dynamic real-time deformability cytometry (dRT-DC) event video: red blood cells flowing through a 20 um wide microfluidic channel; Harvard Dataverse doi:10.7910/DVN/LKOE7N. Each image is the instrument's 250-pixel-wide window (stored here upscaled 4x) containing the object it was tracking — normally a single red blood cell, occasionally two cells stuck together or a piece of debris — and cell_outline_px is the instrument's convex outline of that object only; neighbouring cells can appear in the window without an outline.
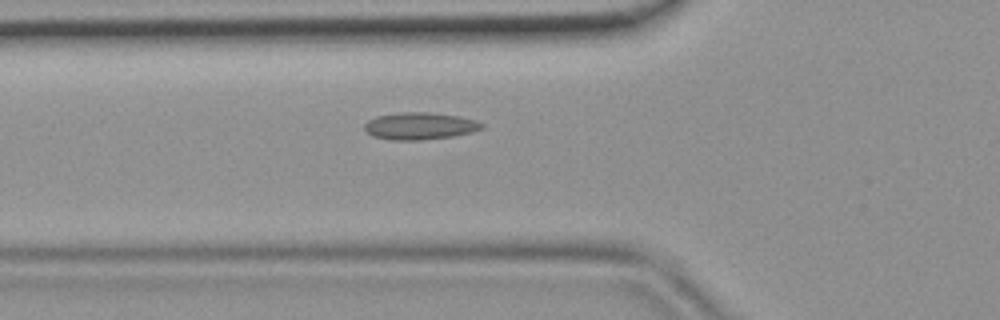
{"species": "common noctule bat (a hibernating species)", "species_latin": "Nyctalus noctula", "temperature_condition": "room temperature", "stored_images_in_passage": 38, "camera_frame_rate_fps": 3000, "um_per_image_px": 0.085, "animal": {"sex": "female", "body_mass_g": 19.9}, "frame": {"image": 1, "passage_image": 8, "time_ms": 2.333, "image_size_px": [1000, 320], "cell_outline_px": [[484, 128], [472, 132], [456, 136], [420, 140], [392, 140], [372, 136], [364, 128], [364, 124], [368, 120], [376, 116], [400, 112], [428, 112], [460, 116], [476, 120], [484, 124]], "centroid_in_image_um": [35.71, 10.71], "position_along_channel_um": 90.1, "area_um2": 18.73}}
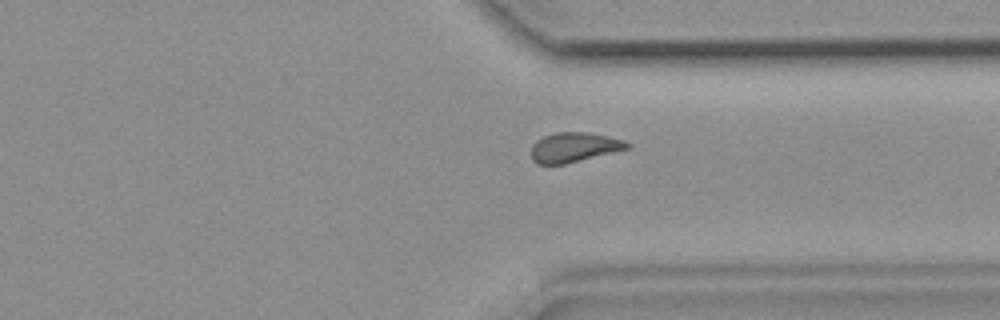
{"frame": {"image": 2, "passage_image": 27, "time_ms": 8.667, "image_size_px": [1000, 320], "cell_outline_px": [[632, 144], [628, 148], [564, 164], [536, 164], [532, 160], [532, 144], [536, 140], [544, 136], [556, 132], [588, 132], [608, 136], [624, 140]], "centroid_in_image_um": [48.77, 12.51], "position_along_channel_um": 362.6, "area_um2": 16.47}}
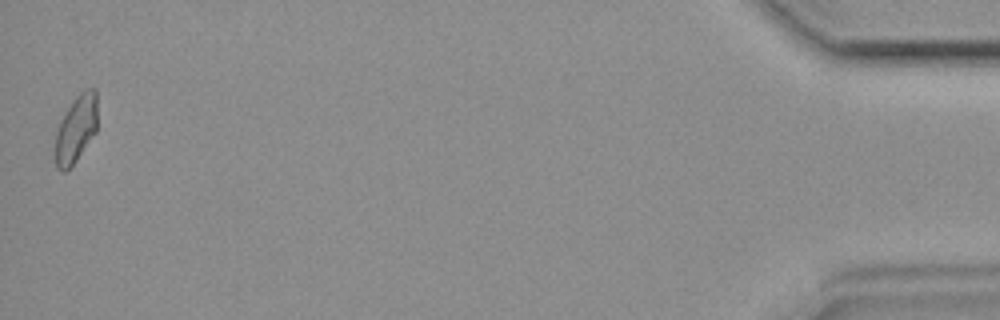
{"frame": {"image": 3, "passage_image": 38, "time_ms": 12.333, "image_size_px": [1000, 320], "cell_outline_px": [[96, 132], [76, 160], [64, 172], [56, 168], [56, 132], [60, 120], [76, 96], [84, 88], [96, 88]], "centroid_in_image_um": [6.47, 10.93], "position_along_channel_um": 428.7, "area_um2": 16.24}}